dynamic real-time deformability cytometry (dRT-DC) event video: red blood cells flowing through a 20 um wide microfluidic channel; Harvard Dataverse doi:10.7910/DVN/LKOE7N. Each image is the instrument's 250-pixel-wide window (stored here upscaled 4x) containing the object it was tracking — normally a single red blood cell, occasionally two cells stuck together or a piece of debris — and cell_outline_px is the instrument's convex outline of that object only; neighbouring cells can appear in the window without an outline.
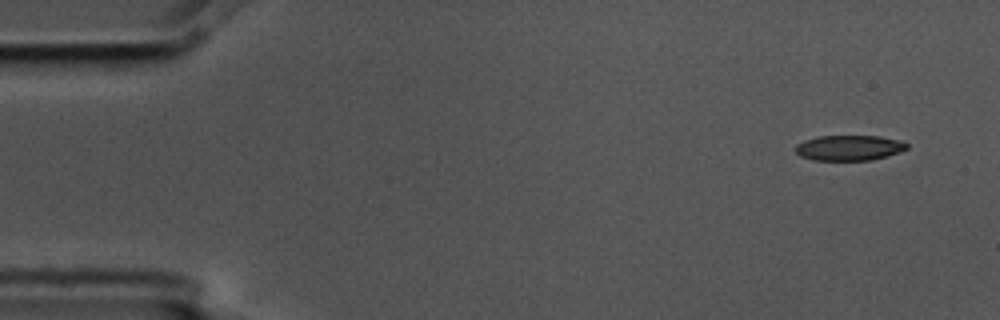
{"species": "common noctule bat (a hibernating species)", "species_latin": "Nyctalus noctula", "temperature_condition": "cold", "stored_images_in_passage": 5, "camera_frame_rate_fps": 3000, "um_per_image_px": 0.085, "animal": {"sex": "male", "body_mass_g": 17.5, "forearm_length_mm": 52.3}, "frame": {"image": 1, "passage_image": 1, "time_ms": 0.0, "image_size_px": [1000, 320], "cell_outline_px": [[908, 148], [900, 152], [888, 156], [872, 160], [812, 160], [800, 156], [796, 152], [796, 144], [804, 140], [816, 136], [880, 136], [900, 140], [908, 144]], "centroid_in_image_um": [72.18, 12.56], "position_along_channel_um": 12.8, "area_um2": 16.59}}
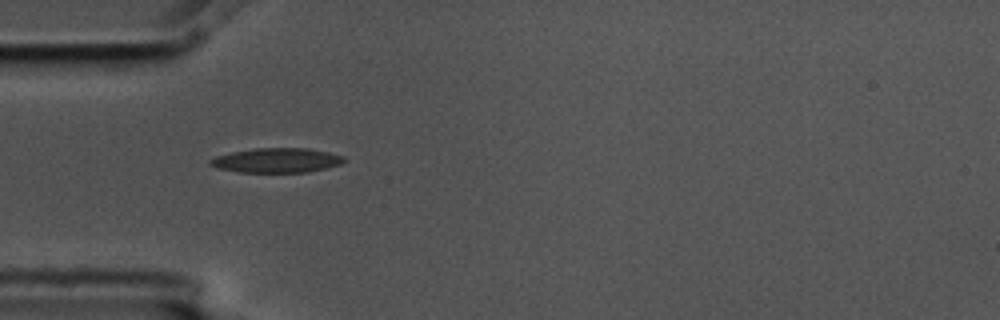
{"frame": {"image": 2, "passage_image": 4, "time_ms": 1.0, "image_size_px": [1000, 320], "cell_outline_px": [[344, 160], [340, 164], [308, 172], [236, 172], [220, 168], [208, 164], [208, 160], [216, 156], [232, 152], [256, 148], [308, 148], [328, 152], [344, 156]], "centroid_in_image_um": [23.49, 13.62], "position_along_channel_um": 61.5, "area_um2": 19.02}}